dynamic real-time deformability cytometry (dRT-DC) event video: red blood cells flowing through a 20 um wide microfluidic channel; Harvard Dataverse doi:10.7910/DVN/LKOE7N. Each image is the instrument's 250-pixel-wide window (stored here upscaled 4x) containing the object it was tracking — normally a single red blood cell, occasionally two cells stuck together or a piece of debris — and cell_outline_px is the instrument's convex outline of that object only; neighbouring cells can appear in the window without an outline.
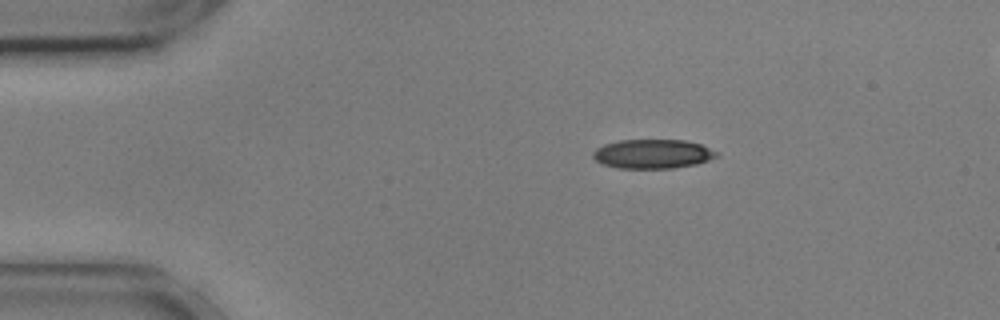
{"species": "common noctule bat (a hibernating species)", "species_latin": "Nyctalus noctula", "temperature_condition": "cold", "stored_images_in_passage": 46, "camera_frame_rate_fps": 3000, "um_per_image_px": 0.085, "animal": {"sex": "male", "body_mass_g": 17.9, "forearm_length_mm": 54.2}, "frame": {"image": 1, "passage_image": 1, "time_ms": 0.0, "image_size_px": [1000, 320], "cell_outline_px": [[720, 156], [696, 164], [672, 168], [616, 168], [604, 164], [596, 160], [592, 156], [592, 152], [596, 148], [604, 144], [620, 140], [684, 140], [700, 144], [720, 152]], "centroid_in_image_um": [55.5, 13.08], "position_along_channel_um": 29.5, "area_um2": 21.1}}
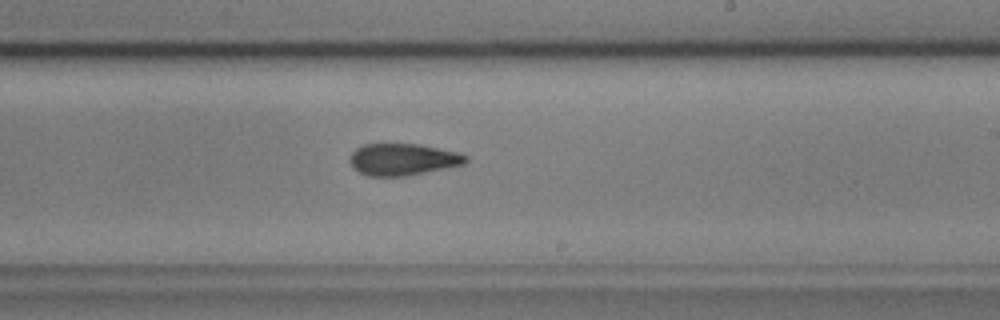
{"frame": {"image": 2, "passage_image": 24, "time_ms": 7.667, "image_size_px": [1000, 320], "cell_outline_px": [[468, 160], [464, 164], [404, 176], [368, 176], [360, 172], [348, 160], [352, 152], [356, 148], [364, 144], [420, 144], [460, 152], [468, 156]], "centroid_in_image_um": [34.26, 13.53], "position_along_channel_um": 254.7, "area_um2": 21.39}}
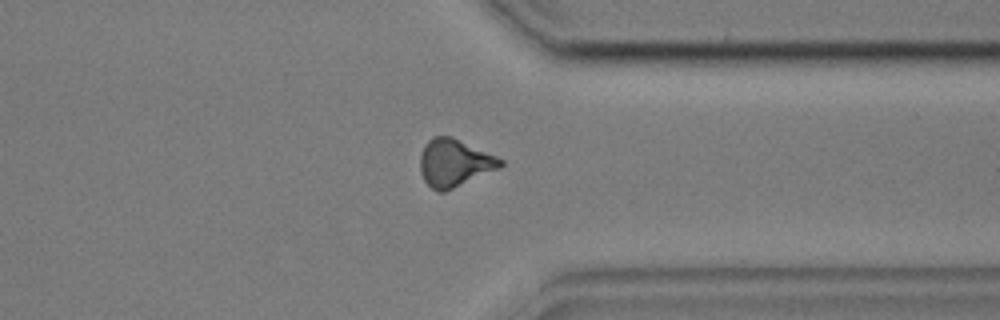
{"frame": {"image": 3, "passage_image": 34, "time_ms": 11.0, "image_size_px": [1000, 320], "cell_outline_px": [[504, 164], [500, 168], [444, 192], [436, 192], [424, 180], [420, 172], [420, 156], [428, 140], [432, 136], [452, 136], [496, 156], [504, 160]], "centroid_in_image_um": [38.62, 13.85], "position_along_channel_um": 372.8, "area_um2": 22.2}, "authors_computed_cell_mechanics": {"area_um2": 21.5305, "velocity_mm_per_s": 3.6055, "shape_relaxation_time_tau1_ms": 4.2766, "shape_relaxation_time_tau2_ms": 6.0085, "deformation_change_tau1": 0.1294, "deformation_change_tau2": 0.1421}}